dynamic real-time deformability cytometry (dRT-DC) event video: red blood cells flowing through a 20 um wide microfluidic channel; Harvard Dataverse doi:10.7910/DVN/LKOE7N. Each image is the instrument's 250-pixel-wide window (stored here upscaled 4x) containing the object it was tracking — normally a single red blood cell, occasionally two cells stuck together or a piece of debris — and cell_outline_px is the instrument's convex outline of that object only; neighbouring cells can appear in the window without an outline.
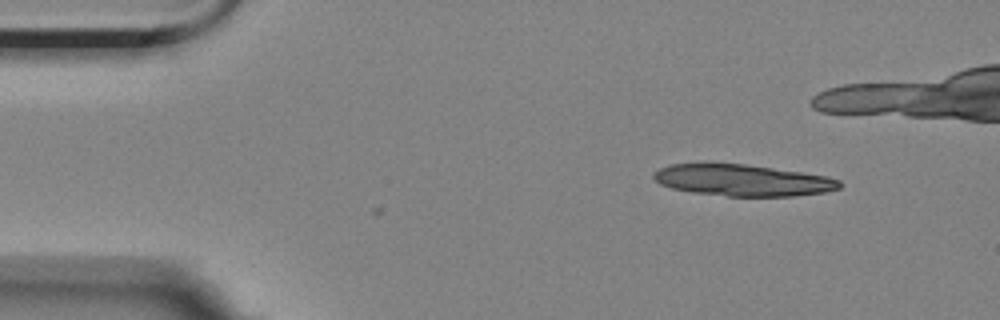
{"species": "Egyptian fruit bat (a non-hibernating species)", "species_latin": "Rousettus aegyptiacus", "temperature_condition": "room temperature", "stored_images_in_passage": 4, "camera_frame_rate_fps": 3000, "um_per_image_px": 0.085, "animal": {"sex": "female"}, "frame": {"image": 1, "passage_image": 1, "time_ms": 0.0, "image_size_px": [1000, 320], "cell_outline_px": [[844, 184], [840, 188], [824, 192], [792, 196], [728, 196], [692, 192], [672, 188], [660, 184], [652, 176], [660, 168], [668, 164], [700, 160], [712, 160], [744, 164], [828, 176], [840, 180]], "centroid_in_image_um": [63.04, 15.27], "position_along_channel_um": 22.0, "area_um2": 35.08}}